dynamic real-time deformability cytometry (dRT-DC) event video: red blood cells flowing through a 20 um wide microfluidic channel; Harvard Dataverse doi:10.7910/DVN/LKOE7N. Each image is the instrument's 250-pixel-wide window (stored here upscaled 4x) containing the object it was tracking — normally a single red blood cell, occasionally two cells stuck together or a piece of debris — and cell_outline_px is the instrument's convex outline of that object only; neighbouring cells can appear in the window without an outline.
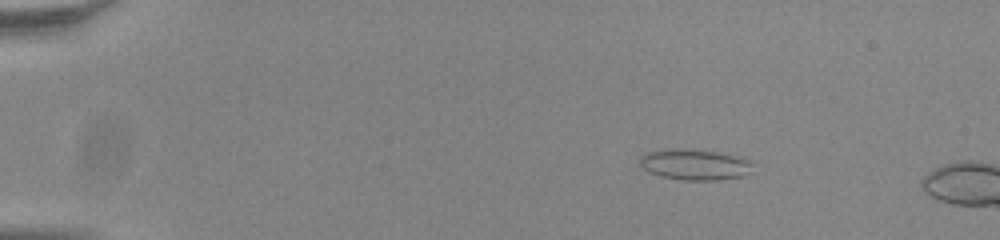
{"species": "common noctule bat (a hibernating species)", "species_latin": "Nyctalus noctula", "temperature_condition": "room temperature", "stored_images_in_passage": 5, "camera_frame_rate_fps": 3000, "um_per_image_px": 0.085, "animal": {"sex": "male", "body_mass_g": 20.0, "forearm_length_mm": 53.3}, "frame": {"image": 1, "passage_image": 2, "time_ms": 0.333, "image_size_px": [1000, 240], "cell_outline_px": [[752, 164], [748, 176], [716, 180], [684, 180], [660, 176], [648, 172], [640, 164], [640, 156], [644, 152], [668, 148], [684, 148], [720, 152], [740, 156], [748, 160]], "centroid_in_image_um": [59.04, 13.97], "position_along_channel_um": 26.0, "area_um2": 20.69}}